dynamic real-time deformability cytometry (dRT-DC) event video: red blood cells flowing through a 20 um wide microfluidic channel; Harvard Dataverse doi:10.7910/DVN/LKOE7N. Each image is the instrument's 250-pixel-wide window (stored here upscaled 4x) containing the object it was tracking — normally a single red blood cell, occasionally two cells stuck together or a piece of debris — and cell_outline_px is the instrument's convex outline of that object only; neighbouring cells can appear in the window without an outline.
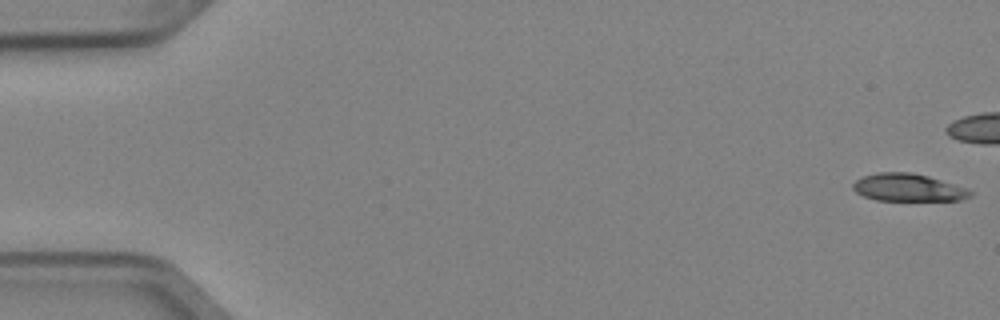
{"species": "Egyptian fruit bat (a non-hibernating species)", "species_latin": "Rousettus aegyptiacus", "temperature_condition": "cold", "stored_images_in_passage": 6, "camera_frame_rate_fps": 3000, "um_per_image_px": 0.085, "animal": {"sex": "female"}, "frame": {"image": 1, "passage_image": 1, "time_ms": 0.0, "image_size_px": [1000, 320], "cell_outline_px": [[972, 196], [960, 200], [876, 200], [864, 196], [856, 192], [852, 188], [852, 184], [856, 180], [864, 176], [880, 172], [912, 172], [928, 176], [968, 188], [972, 192]], "centroid_in_image_um": [77.2, 15.94], "position_along_channel_um": 7.8, "area_um2": 18.79}}
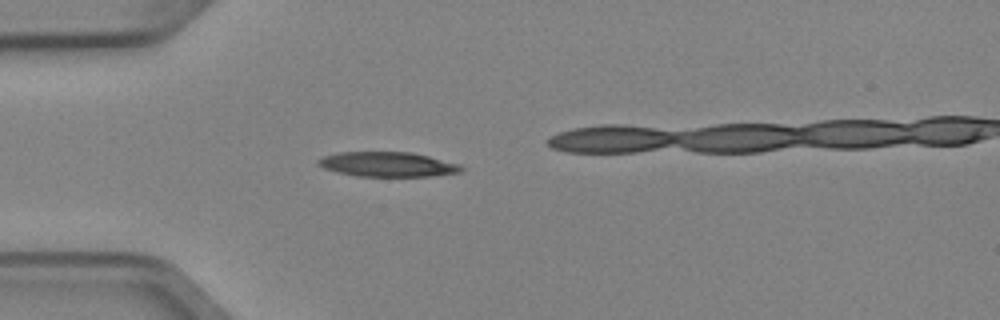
{"frame": {"image": 2, "passage_image": 5, "time_ms": 1.333, "image_size_px": [1000, 320], "cell_outline_px": [[464, 168], [460, 172], [428, 176], [356, 176], [336, 172], [324, 168], [316, 164], [316, 160], [324, 156], [340, 152], [412, 152], [460, 164]], "centroid_in_image_um": [32.91, 13.96], "position_along_channel_um": 52.1, "area_um2": 20.58}}